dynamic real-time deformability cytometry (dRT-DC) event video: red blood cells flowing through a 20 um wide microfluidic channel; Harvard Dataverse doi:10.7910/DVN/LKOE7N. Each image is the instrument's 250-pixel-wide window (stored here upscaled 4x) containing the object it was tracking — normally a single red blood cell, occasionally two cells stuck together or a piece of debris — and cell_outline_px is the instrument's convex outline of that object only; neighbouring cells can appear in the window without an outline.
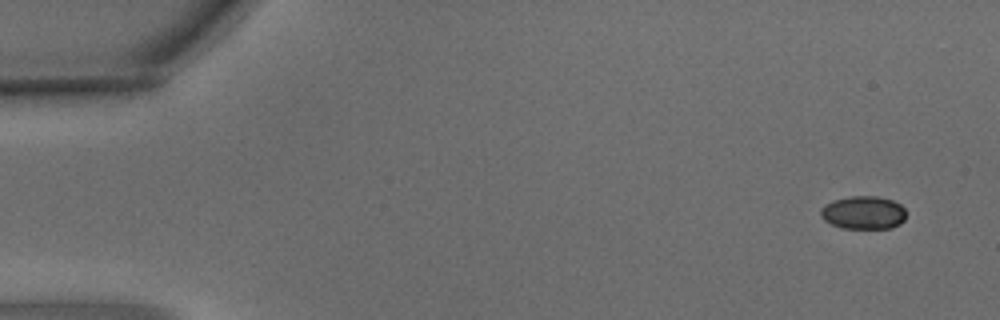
{"species": "common noctule bat (a hibernating species)", "species_latin": "Nyctalus noctula", "temperature_condition": "warm", "stored_images_in_passage": 5, "camera_frame_rate_fps": 3000, "um_per_image_px": 0.085, "animal": {"sex": "male", "body_mass_g": 15.6}, "frame": {"image": 1, "passage_image": 1, "time_ms": 0.0, "image_size_px": [1000, 320], "cell_outline_px": [[904, 220], [900, 224], [892, 228], [840, 228], [824, 220], [820, 216], [820, 208], [824, 204], [832, 200], [852, 196], [876, 196], [892, 200], [900, 204], [904, 208]], "centroid_in_image_um": [73.36, 18.07], "position_along_channel_um": 11.6, "area_um2": 16.59}}
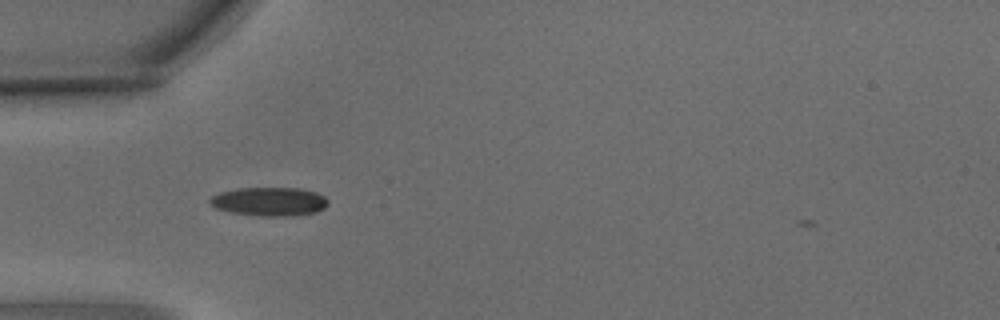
{"frame": {"image": 2, "passage_image": 4, "time_ms": 1.0, "image_size_px": [1000, 320], "cell_outline_px": [[328, 204], [324, 208], [316, 212], [296, 216], [256, 216], [228, 212], [216, 208], [208, 204], [208, 200], [212, 196], [220, 192], [240, 188], [300, 188], [316, 192], [324, 196], [328, 200]], "centroid_in_image_um": [22.88, 17.14], "position_along_channel_um": 62.1, "area_um2": 20.06}}